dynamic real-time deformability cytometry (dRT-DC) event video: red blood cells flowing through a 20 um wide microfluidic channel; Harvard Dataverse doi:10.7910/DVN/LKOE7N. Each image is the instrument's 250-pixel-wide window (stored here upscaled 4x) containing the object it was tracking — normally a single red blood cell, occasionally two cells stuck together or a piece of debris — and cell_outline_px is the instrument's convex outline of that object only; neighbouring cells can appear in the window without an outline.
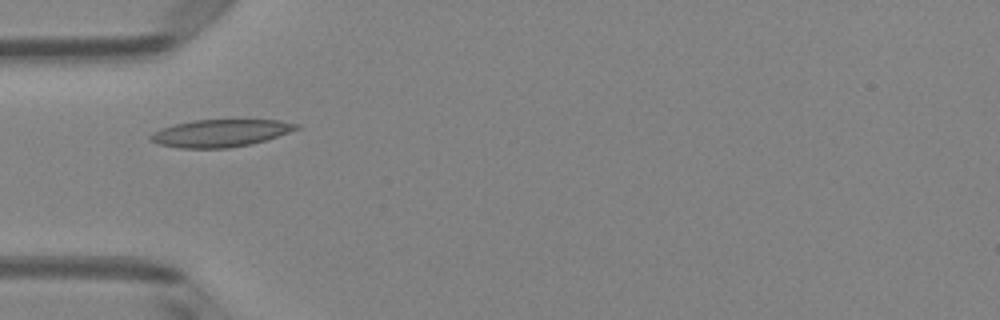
{"species": "Egyptian fruit bat (a non-hibernating species)", "species_latin": "Rousettus aegyptiacus", "temperature_condition": "room temperature", "stored_images_in_passage": 6, "camera_frame_rate_fps": 3000, "um_per_image_px": 0.085, "animal": {"sex": "female"}, "frame": {"image": 1, "passage_image": 4, "time_ms": 1.0, "image_size_px": [1000, 320], "cell_outline_px": [[300, 128], [252, 144], [228, 148], [180, 148], [160, 144], [152, 140], [148, 136], [152, 132], [160, 128], [176, 124], [196, 120], [276, 120], [300, 124]], "centroid_in_image_um": [18.72, 11.31], "position_along_channel_um": 66.3, "area_um2": 23.0}}
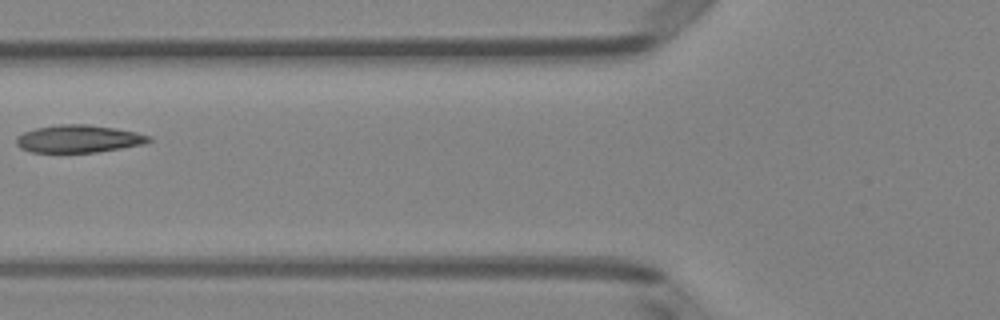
{"frame": {"image": 2, "passage_image": 5, "time_ms": 1.333, "image_size_px": [1000, 320], "cell_outline_px": [[152, 140], [144, 144], [96, 152], [32, 152], [20, 148], [16, 144], [16, 136], [24, 132], [36, 128], [60, 124], [88, 124], [116, 128], [136, 132], [152, 136]], "centroid_in_image_um": [6.69, 11.79], "position_along_channel_um": 119.1, "area_um2": 21.33}}
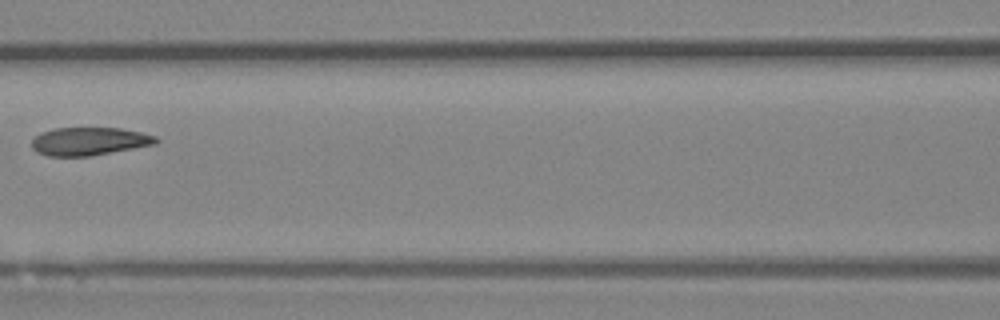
{"frame": {"image": 3, "passage_image": 6, "time_ms": 1.667, "image_size_px": [1000, 320], "cell_outline_px": [[160, 140], [156, 144], [92, 156], [48, 156], [36, 152], [32, 148], [32, 140], [40, 132], [52, 128], [120, 128], [140, 132], [156, 136]], "centroid_in_image_um": [7.58, 12.01], "position_along_channel_um": 159.0, "area_um2": 20.46}}